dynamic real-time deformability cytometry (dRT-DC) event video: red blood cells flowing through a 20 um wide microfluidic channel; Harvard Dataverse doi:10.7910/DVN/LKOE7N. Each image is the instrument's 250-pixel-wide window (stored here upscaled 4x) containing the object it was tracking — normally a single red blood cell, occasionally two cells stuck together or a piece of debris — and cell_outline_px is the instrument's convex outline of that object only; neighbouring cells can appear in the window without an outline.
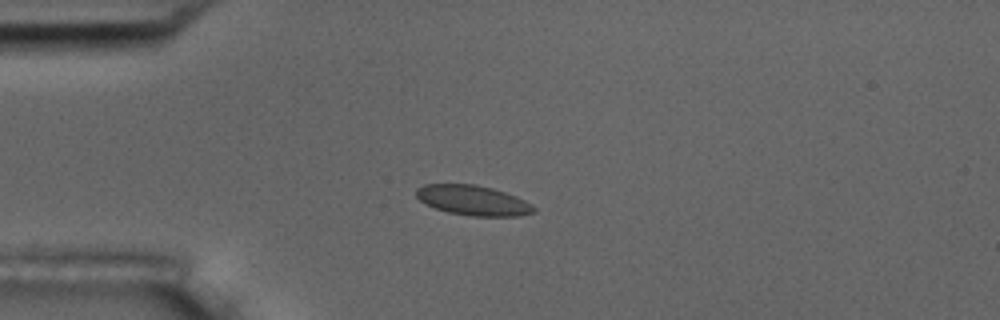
{"species": "common noctule bat (a hibernating species)", "species_latin": "Nyctalus noctula", "temperature_condition": "room temperature", "stored_images_in_passage": 5, "camera_frame_rate_fps": 3000, "um_per_image_px": 0.085, "animal": {"sex": "male", "body_mass_g": 17.5, "forearm_length_mm": 52.3}, "frame": {"image": 1, "passage_image": 3, "time_ms": 2.333, "image_size_px": [1000, 320], "cell_outline_px": [[536, 212], [520, 216], [472, 216], [448, 212], [424, 204], [416, 196], [416, 188], [424, 184], [476, 184], [492, 188], [516, 196], [532, 204], [536, 208]], "centroid_in_image_um": [40.21, 17.03], "position_along_channel_um": 44.8, "area_um2": 20.63}}